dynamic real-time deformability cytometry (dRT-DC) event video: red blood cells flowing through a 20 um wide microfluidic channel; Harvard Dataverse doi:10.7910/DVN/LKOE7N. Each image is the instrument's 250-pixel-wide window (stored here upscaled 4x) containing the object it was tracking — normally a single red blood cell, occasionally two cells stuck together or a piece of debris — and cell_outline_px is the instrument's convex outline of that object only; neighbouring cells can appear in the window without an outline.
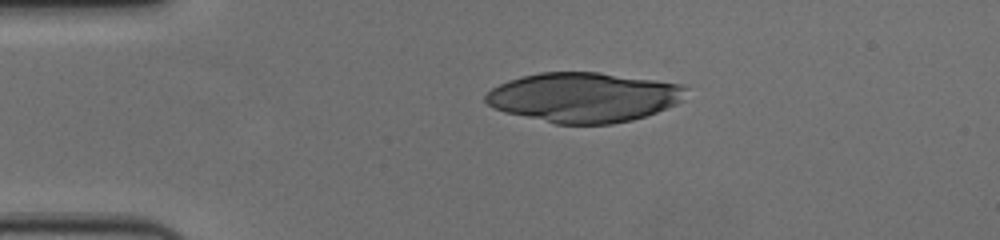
{"species": "human", "species_latin": "Homo sapiens", "temperature_condition": "cold", "stored_images_in_passage": 45, "camera_frame_rate_fps": 3000, "um_per_image_px": 0.085, "donor": {"sex": "female"}, "frame": {"image": 1, "passage_image": 1, "time_ms": 0.0, "image_size_px": [1000, 240], "cell_outline_px": [[688, 88], [684, 100], [676, 104], [656, 112], [632, 120], [612, 124], [556, 124], [504, 112], [488, 104], [484, 100], [484, 96], [492, 88], [508, 80], [520, 76], [540, 72], [600, 72], [684, 84]], "centroid_in_image_um": [49.64, 8.26], "position_along_channel_um": 35.4, "area_um2": 58.38}}